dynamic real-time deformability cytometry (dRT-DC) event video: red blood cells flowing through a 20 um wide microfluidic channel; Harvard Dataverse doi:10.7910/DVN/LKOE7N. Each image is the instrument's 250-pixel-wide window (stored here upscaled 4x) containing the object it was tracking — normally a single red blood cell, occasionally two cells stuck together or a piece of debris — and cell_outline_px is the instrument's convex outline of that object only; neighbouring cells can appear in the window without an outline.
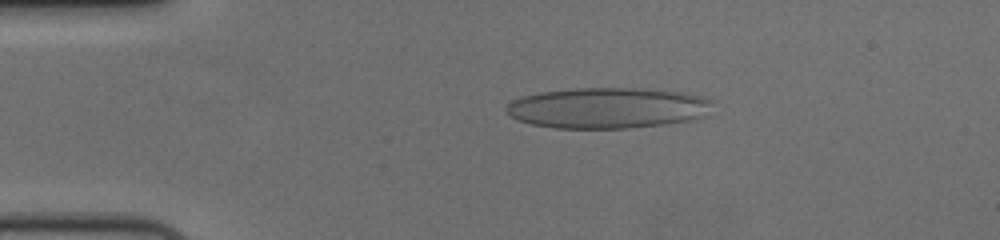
{"species": "human", "species_latin": "Homo sapiens", "temperature_condition": "cold", "stored_images_in_passage": 55, "camera_frame_rate_fps": 3000, "um_per_image_px": 0.085, "donor": {"sex": "female"}, "frame": {"image": 1, "passage_image": 11, "time_ms": 3.333, "image_size_px": [1000, 240], "cell_outline_px": [[712, 100], [704, 116], [688, 120], [664, 124], [628, 128], [556, 128], [532, 124], [520, 120], [512, 116], [508, 112], [508, 104], [512, 100], [524, 96], [540, 92], [576, 88], [640, 88], [680, 92], [704, 96]], "centroid_in_image_um": [51.65, 9.17], "position_along_channel_um": 33.3, "area_um2": 48.55}}
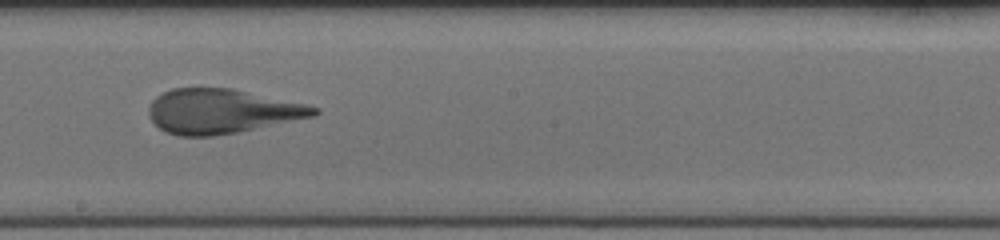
{"frame": {"image": 2, "passage_image": 31, "time_ms": 10.0, "image_size_px": [1000, 240], "cell_outline_px": [[320, 112], [316, 116], [236, 132], [212, 136], [180, 136], [164, 132], [148, 116], [148, 108], [152, 100], [156, 96], [172, 88], [232, 88], [308, 104], [320, 108]], "centroid_in_image_um": [18.86, 9.45], "position_along_channel_um": 229.3, "area_um2": 42.95}}
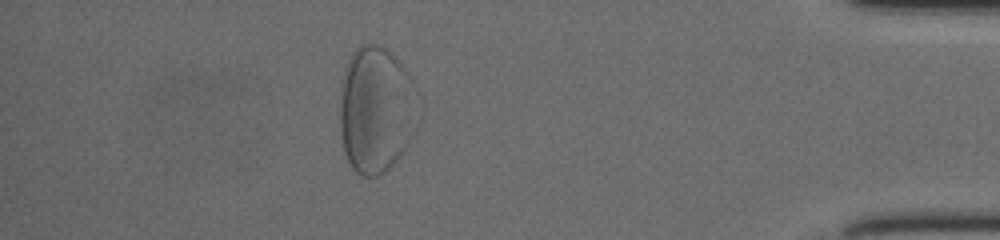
{"frame": {"image": 3, "passage_image": 49, "time_ms": 16.0, "image_size_px": [1000, 240], "cell_outline_px": [[412, 80], [408, 144], [404, 152], [380, 176], [364, 176], [356, 172], [352, 168], [344, 152], [340, 132], [340, 96], [344, 64], [352, 52], [360, 44], [380, 44], [396, 56], [408, 72]], "centroid_in_image_um": [31.83, 9.28], "position_along_channel_um": 403.4, "area_um2": 56.3}}